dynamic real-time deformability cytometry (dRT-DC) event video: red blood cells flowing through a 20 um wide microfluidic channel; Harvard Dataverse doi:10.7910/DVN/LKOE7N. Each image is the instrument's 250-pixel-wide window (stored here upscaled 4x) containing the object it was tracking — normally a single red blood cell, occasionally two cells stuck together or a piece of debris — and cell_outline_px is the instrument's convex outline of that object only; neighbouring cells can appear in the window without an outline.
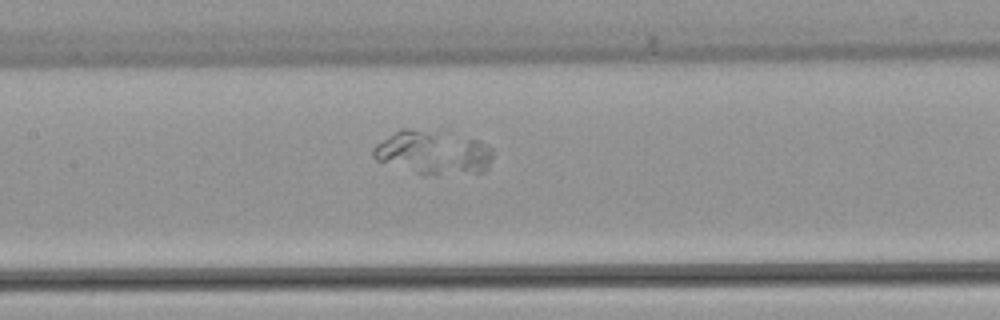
{"species": "common noctule bat (a hibernating species)", "species_latin": "Nyctalus noctula", "temperature_condition": "warm", "stored_images_in_passage": 50, "camera_frame_rate_fps": 3000, "um_per_image_px": 0.085, "animal": {"sex": "female", "body_mass_g": 22.7, "forearm_length_mm": 54.2}, "frame": {"image": 1, "passage_image": 22, "time_ms": 7.0, "image_size_px": [1000, 320], "cell_outline_px": [[492, 156], [488, 168], [484, 172], [424, 176], [416, 172], [468, 140], [476, 140], [492, 148]], "centroid_in_image_um": [39.2, 13.63], "position_along_channel_um": 168.2, "area_um2": 11.73}}
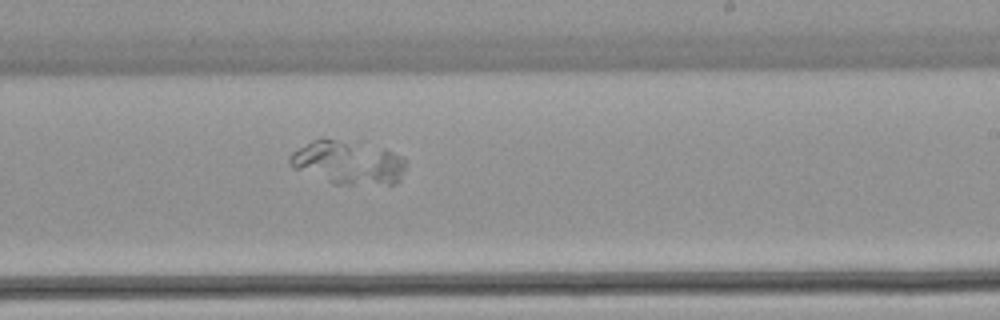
{"frame": {"image": 2, "passage_image": 29, "time_ms": 9.333, "image_size_px": [1000, 320], "cell_outline_px": [[404, 168], [400, 180], [396, 184], [332, 184], [332, 180], [384, 148], [400, 156], [404, 160]], "centroid_in_image_um": [31.85, 14.48], "position_along_channel_um": 257.1, "area_um2": 11.62}}
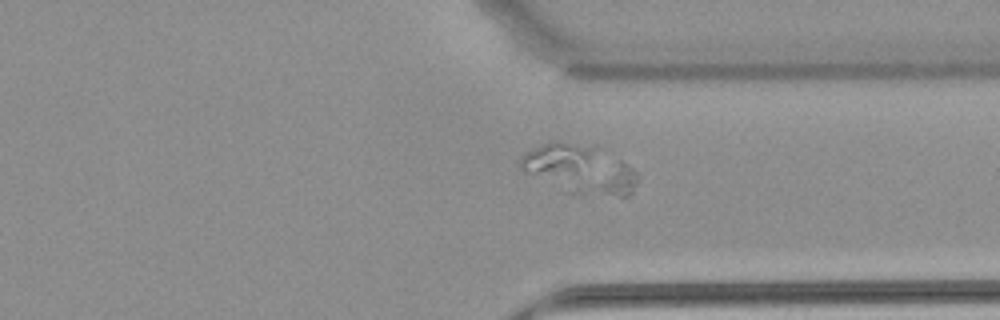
{"frame": {"image": 3, "passage_image": 37, "time_ms": 12.0, "image_size_px": [1000, 320], "cell_outline_px": [[640, 176], [632, 192], [628, 196], [620, 196], [568, 192], [620, 160], [628, 164]], "centroid_in_image_um": [51.94, 15.43], "position_along_channel_um": 359.5, "area_um2": 10.23}}